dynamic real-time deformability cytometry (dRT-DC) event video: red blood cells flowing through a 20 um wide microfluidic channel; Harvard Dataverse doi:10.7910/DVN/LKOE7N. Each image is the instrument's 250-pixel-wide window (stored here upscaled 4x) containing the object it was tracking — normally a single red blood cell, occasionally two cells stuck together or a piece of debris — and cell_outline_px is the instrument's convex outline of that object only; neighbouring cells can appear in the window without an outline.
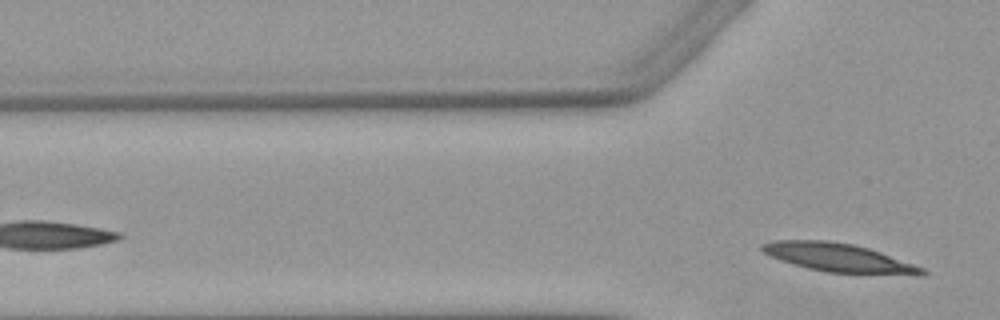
{"species": "Egyptian fruit bat (a non-hibernating species)", "species_latin": "Rousettus aegyptiacus", "temperature_condition": "warm", "stored_images_in_passage": 2, "camera_frame_rate_fps": 3000, "um_per_image_px": 0.085, "animal": {"sex": "female"}, "frame": {"image": 1, "passage_image": 2, "time_ms": 1.333, "image_size_px": [1000, 320], "cell_outline_px": [[928, 272], [924, 276], [824, 272], [792, 264], [768, 256], [760, 248], [760, 244], [776, 240], [828, 240], [852, 244], [868, 248], [880, 252], [924, 268]], "centroid_in_image_um": [71.3, 21.92], "position_along_channel_um": 54.5, "area_um2": 26.82}}